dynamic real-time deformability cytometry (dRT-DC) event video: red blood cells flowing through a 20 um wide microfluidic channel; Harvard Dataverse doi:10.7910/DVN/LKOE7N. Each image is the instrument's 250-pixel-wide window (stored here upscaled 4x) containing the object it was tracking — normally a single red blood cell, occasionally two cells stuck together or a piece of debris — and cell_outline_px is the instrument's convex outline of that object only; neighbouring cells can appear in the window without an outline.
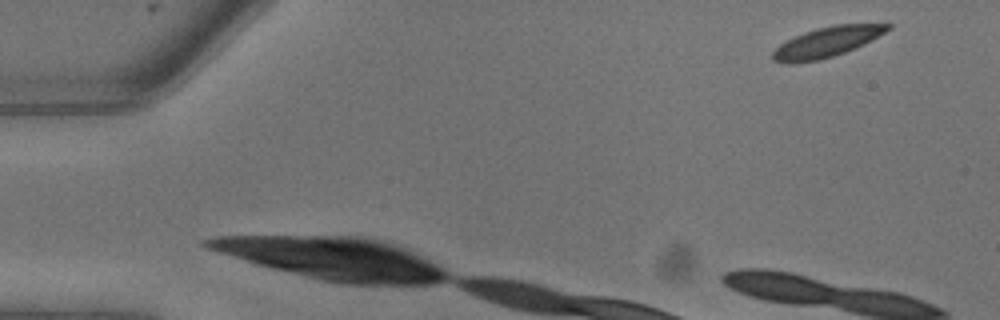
{"species": "common noctule bat (a hibernating species)", "species_latin": "Nyctalus noctula", "temperature_condition": "warm", "stored_images_in_passage": 5, "camera_frame_rate_fps": 3000, "um_per_image_px": 0.085, "animal": {"sex": "male", "body_mass_g": 13.3}, "frame": {"image": 1, "passage_image": 1, "time_ms": 0.0, "image_size_px": [1000, 320], "cell_outline_px": [[892, 28], [872, 40], [864, 44], [844, 52], [820, 60], [792, 64], [784, 64], [772, 60], [772, 52], [780, 44], [804, 32], [816, 28], [832, 24], [892, 24]], "centroid_in_image_um": [70.26, 3.58], "position_along_channel_um": 14.7, "area_um2": 20.23}}